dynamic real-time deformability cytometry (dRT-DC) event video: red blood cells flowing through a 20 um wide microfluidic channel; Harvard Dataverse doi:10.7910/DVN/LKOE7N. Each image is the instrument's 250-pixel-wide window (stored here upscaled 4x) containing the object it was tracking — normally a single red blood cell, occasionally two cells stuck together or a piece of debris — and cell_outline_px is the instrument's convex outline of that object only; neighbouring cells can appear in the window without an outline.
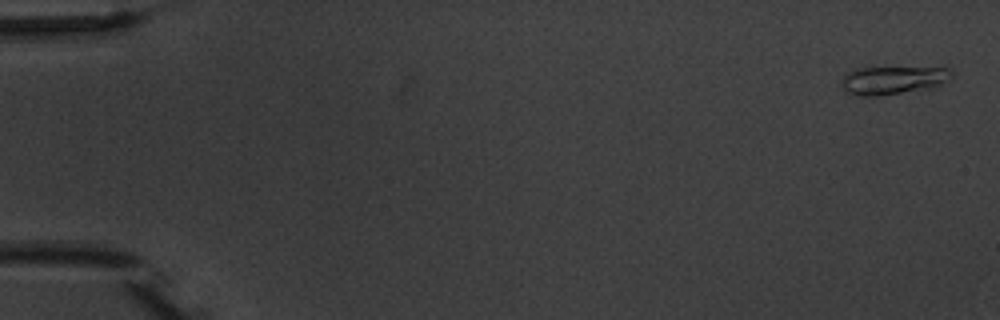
{"species": "common noctule bat (a hibernating species)", "species_latin": "Nyctalus noctula", "temperature_condition": "warm", "stored_images_in_passage": 4, "camera_frame_rate_fps": 3000, "um_per_image_px": 0.085, "animal": {"sex": "male", "body_mass_g": 20.1, "forearm_length_mm": 53.5}, "frame": {"image": 1, "passage_image": 1, "time_ms": 0.0, "image_size_px": [1000, 320], "cell_outline_px": [[952, 76], [936, 88], [880, 96], [856, 96], [844, 92], [840, 84], [840, 80], [844, 72], [856, 68], [948, 68], [952, 72]], "centroid_in_image_um": [75.81, 6.84], "position_along_channel_um": 9.2, "area_um2": 18.55}}